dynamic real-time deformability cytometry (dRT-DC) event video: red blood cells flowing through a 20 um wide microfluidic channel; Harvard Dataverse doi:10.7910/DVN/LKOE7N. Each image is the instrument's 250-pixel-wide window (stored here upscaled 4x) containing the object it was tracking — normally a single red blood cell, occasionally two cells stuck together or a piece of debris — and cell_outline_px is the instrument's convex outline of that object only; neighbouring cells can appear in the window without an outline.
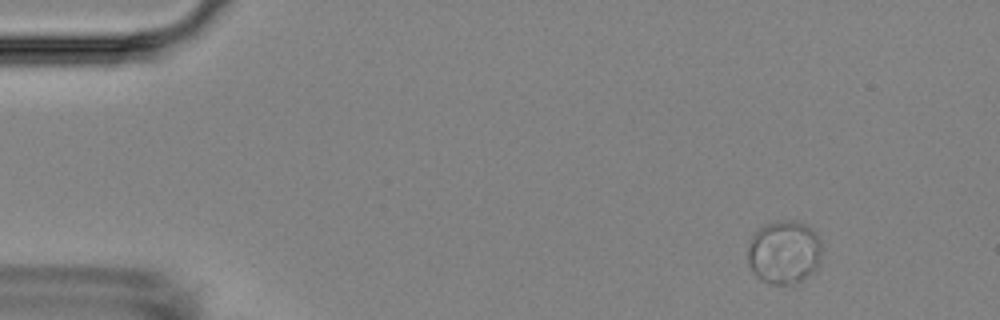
{"species": "Egyptian fruit bat (a non-hibernating species)", "species_latin": "Rousettus aegyptiacus", "temperature_condition": "room temperature", "stored_images_in_passage": 4, "camera_frame_rate_fps": 3000, "um_per_image_px": 0.085, "animal": {"sex": "female"}, "frame": {"image": 1, "passage_image": 1, "time_ms": 0.0, "image_size_px": [1000, 320], "cell_outline_px": [[820, 264], [812, 272], [796, 284], [768, 284], [756, 276], [752, 272], [748, 264], [748, 248], [752, 236], [764, 224], [776, 220], [796, 220], [808, 224], [816, 232], [820, 240]], "centroid_in_image_um": [66.65, 21.42], "position_along_channel_um": 18.4, "area_um2": 27.8}}
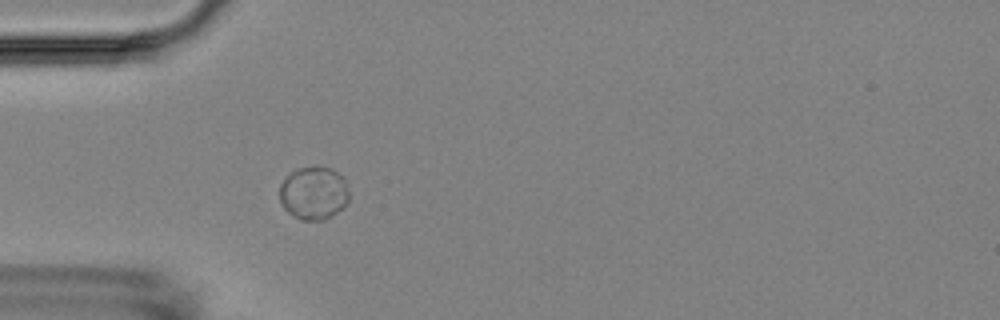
{"frame": {"image": 2, "passage_image": 4, "time_ms": 3.667, "image_size_px": [1000, 320], "cell_outline_px": [[348, 204], [344, 208], [324, 220], [300, 220], [288, 212], [284, 208], [280, 200], [280, 184], [288, 172], [296, 168], [332, 168], [344, 176], [348, 192]], "centroid_in_image_um": [26.67, 16.42], "position_along_channel_um": 58.3, "area_um2": 21.68}}